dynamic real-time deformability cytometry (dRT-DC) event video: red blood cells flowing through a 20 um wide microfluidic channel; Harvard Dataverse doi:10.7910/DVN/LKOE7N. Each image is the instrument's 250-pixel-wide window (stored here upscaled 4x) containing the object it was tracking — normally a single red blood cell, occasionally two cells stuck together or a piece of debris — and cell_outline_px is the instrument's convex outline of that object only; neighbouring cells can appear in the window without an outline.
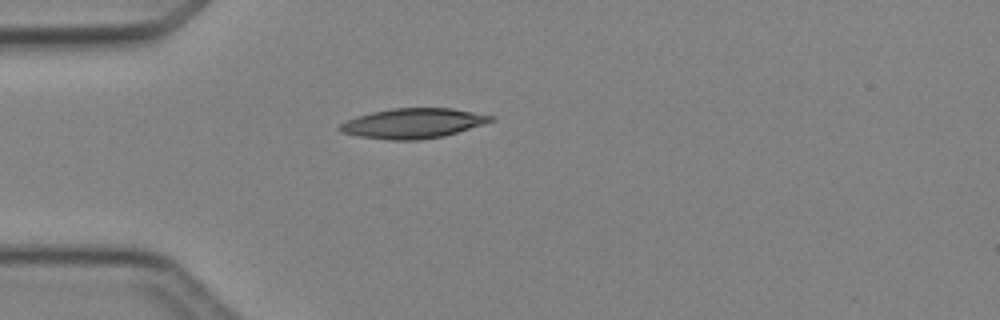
{"species": "Egyptian fruit bat (a non-hibernating species)", "species_latin": "Rousettus aegyptiacus", "temperature_condition": "cold", "stored_images_in_passage": 4, "camera_frame_rate_fps": 3000, "um_per_image_px": 0.085, "animal": {"sex": "female"}, "frame": {"image": 1, "passage_image": 4, "time_ms": 3.333, "image_size_px": [1000, 320], "cell_outline_px": [[496, 120], [444, 136], [420, 140], [388, 140], [356, 136], [340, 132], [336, 128], [340, 124], [356, 116], [372, 112], [392, 108], [452, 108], [496, 116]], "centroid_in_image_um": [35.1, 10.48], "position_along_channel_um": 49.9, "area_um2": 26.53}}